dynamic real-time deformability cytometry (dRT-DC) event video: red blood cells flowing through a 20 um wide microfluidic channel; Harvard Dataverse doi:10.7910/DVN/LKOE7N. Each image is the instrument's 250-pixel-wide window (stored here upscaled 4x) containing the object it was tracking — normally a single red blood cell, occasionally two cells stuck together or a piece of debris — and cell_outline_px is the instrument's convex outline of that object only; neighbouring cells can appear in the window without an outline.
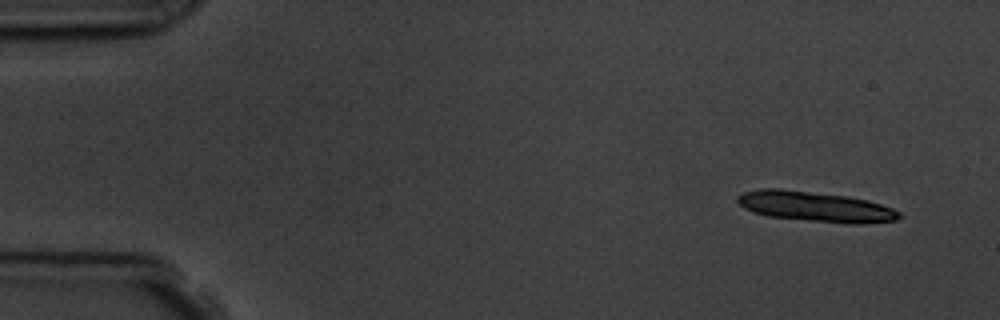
{"species": "common noctule bat (a hibernating species)", "species_latin": "Nyctalus noctula", "temperature_condition": "room temperature", "stored_images_in_passage": 6, "segment_of_instrument_passage": [2, 2], "camera_frame_rate_fps": 3000, "um_per_image_px": 0.085, "animal": {"sex": "male", "body_mass_g": 19.5, "forearm_length_mm": 54.6}, "frame": {"image": 1, "passage_image": 6, "time_ms": 6.0, "image_size_px": [1000, 320], "cell_outline_px": [[900, 216], [896, 220], [860, 224], [848, 224], [768, 216], [744, 208], [736, 200], [736, 196], [740, 192], [760, 188], [780, 188], [848, 196], [868, 200], [892, 208], [900, 212]], "centroid_in_image_um": [69.28, 17.55], "position_along_channel_um": 15.7, "area_um2": 28.5}}